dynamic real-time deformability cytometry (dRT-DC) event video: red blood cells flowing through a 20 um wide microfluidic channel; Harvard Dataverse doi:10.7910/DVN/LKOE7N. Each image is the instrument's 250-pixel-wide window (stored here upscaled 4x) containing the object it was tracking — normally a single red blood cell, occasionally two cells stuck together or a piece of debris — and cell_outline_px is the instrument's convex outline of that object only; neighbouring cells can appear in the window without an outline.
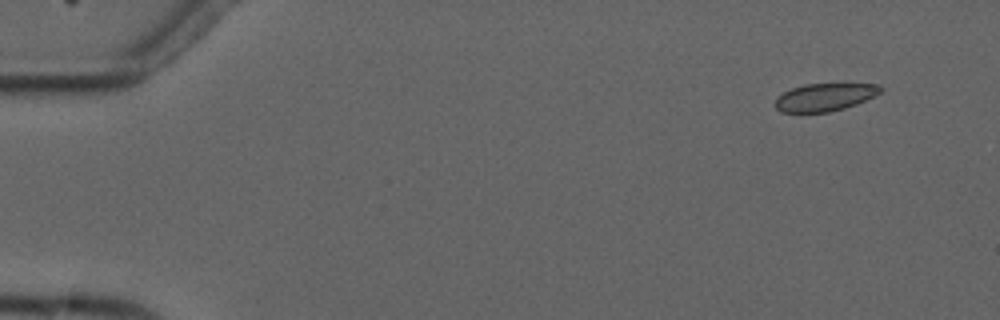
{"species": "common noctule bat (a hibernating species)", "species_latin": "Nyctalus noctula", "temperature_condition": "cold", "stored_images_in_passage": 8, "camera_frame_rate_fps": 3000, "um_per_image_px": 0.085, "animal": {"sex": "male", "forearm_length_mm": 52.5}, "frame": {"image": 1, "passage_image": 2, "time_ms": 1.333, "image_size_px": [1000, 320], "cell_outline_px": [[884, 88], [880, 92], [856, 104], [844, 108], [828, 112], [780, 112], [776, 108], [776, 100], [784, 92], [792, 88], [804, 84], [880, 84]], "centroid_in_image_um": [70.11, 8.25], "position_along_channel_um": 14.9, "area_um2": 16.7}}
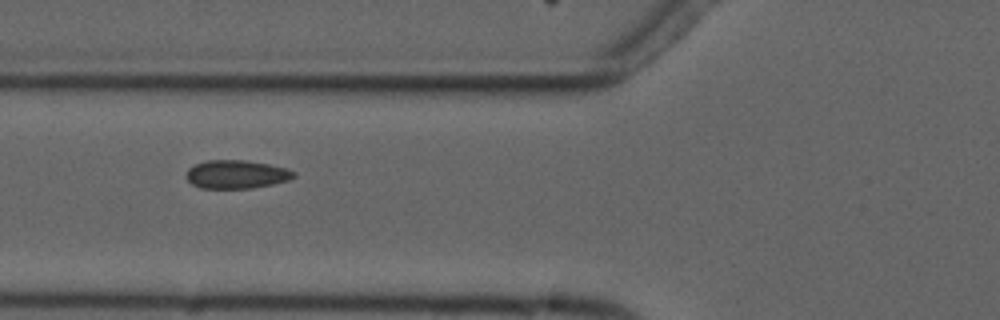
{"frame": {"image": 2, "passage_image": 7, "time_ms": 7.0, "image_size_px": [1000, 320], "cell_outline_px": [[296, 176], [288, 180], [272, 184], [252, 188], [200, 188], [192, 184], [184, 176], [188, 168], [196, 164], [208, 160], [244, 160], [268, 164], [284, 168], [296, 172]], "centroid_in_image_um": [20.06, 14.82], "position_along_channel_um": 105.7, "area_um2": 17.74}}
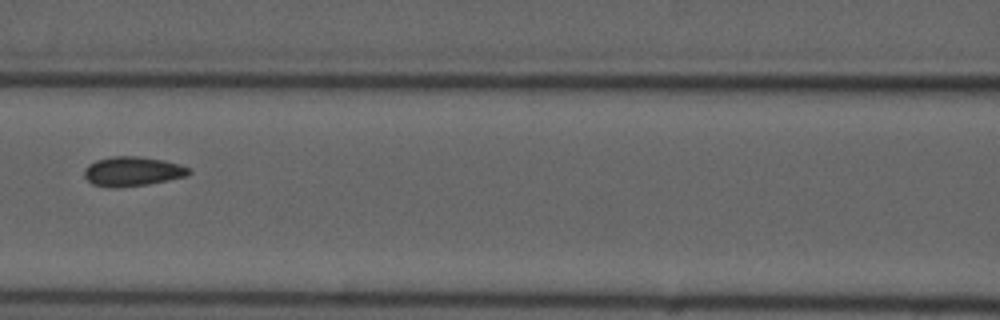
{"frame": {"image": 3, "passage_image": 8, "time_ms": 8.333, "image_size_px": [1000, 320], "cell_outline_px": [[192, 172], [188, 176], [148, 184], [120, 188], [108, 188], [92, 184], [84, 176], [84, 168], [88, 164], [96, 160], [112, 156], [140, 156], [180, 164], [192, 168]], "centroid_in_image_um": [11.26, 14.58], "position_along_channel_um": 155.3, "area_um2": 18.26}}